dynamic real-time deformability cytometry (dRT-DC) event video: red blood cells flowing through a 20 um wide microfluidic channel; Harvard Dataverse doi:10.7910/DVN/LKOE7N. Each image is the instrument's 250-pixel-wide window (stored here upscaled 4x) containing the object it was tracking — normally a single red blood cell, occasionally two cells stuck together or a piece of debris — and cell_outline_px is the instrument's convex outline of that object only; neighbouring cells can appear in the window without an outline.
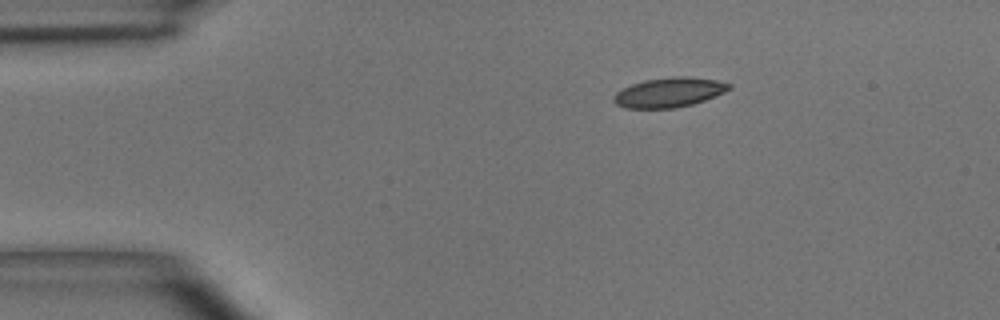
{"species": "common noctule bat (a hibernating species)", "species_latin": "Nyctalus noctula", "temperature_condition": "room temperature", "stored_images_in_passage": 3, "camera_frame_rate_fps": 3000, "um_per_image_px": 0.085, "animal": {"sex": "male", "body_mass_g": 15.6}, "frame": {"image": 1, "passage_image": 1, "time_ms": 0.0, "image_size_px": [1000, 320], "cell_outline_px": [[732, 88], [724, 92], [704, 100], [692, 104], [676, 108], [624, 108], [616, 104], [612, 100], [616, 92], [632, 84], [644, 80], [672, 76], [688, 76], [716, 80], [732, 84]], "centroid_in_image_um": [56.87, 7.85], "position_along_channel_um": 28.1, "area_um2": 19.94}}
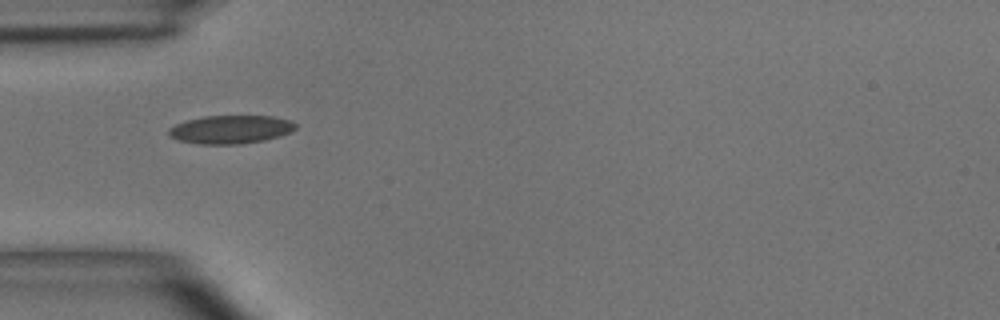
{"frame": {"image": 2, "passage_image": 3, "time_ms": 2.333, "image_size_px": [1000, 320], "cell_outline_px": [[296, 128], [292, 132], [280, 136], [264, 140], [240, 144], [200, 144], [180, 140], [168, 136], [168, 128], [176, 124], [188, 120], [204, 116], [272, 116], [288, 120], [296, 124]], "centroid_in_image_um": [19.61, 11.0], "position_along_channel_um": 65.4, "area_um2": 20.87}}